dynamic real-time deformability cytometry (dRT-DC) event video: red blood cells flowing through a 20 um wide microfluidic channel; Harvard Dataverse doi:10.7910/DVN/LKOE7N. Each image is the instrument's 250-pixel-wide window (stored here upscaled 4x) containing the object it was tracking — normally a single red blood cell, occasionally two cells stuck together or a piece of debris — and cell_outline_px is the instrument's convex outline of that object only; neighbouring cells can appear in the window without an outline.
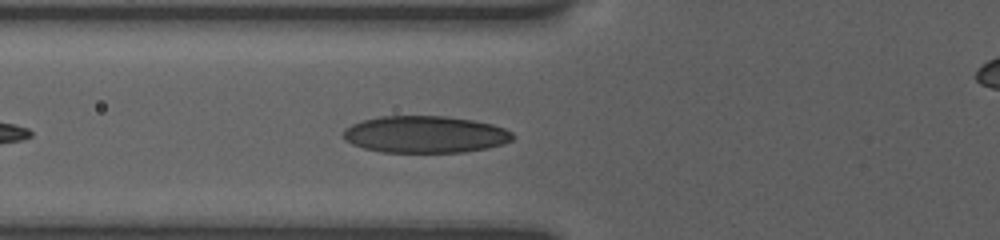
{"species": "human", "species_latin": "Homo sapiens", "temperature_condition": "room temperature", "stored_images_in_passage": 33, "camera_frame_rate_fps": 3000, "um_per_image_px": 0.085, "donor": {"sex": "female"}, "frame": {"image": 1, "passage_image": 5, "time_ms": 1.333, "image_size_px": [1000, 240], "cell_outline_px": [[516, 136], [512, 140], [504, 144], [488, 148], [464, 152], [380, 152], [364, 148], [352, 144], [344, 140], [344, 128], [352, 124], [364, 120], [380, 116], [448, 116], [472, 120], [492, 124], [504, 128], [512, 132]], "centroid_in_image_um": [36.16, 11.43], "position_along_channel_um": 89.6, "area_um2": 36.65}}
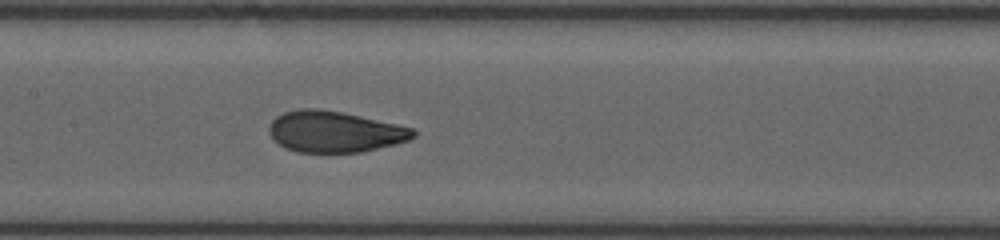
{"frame": {"image": 2, "passage_image": 13, "time_ms": 3.667, "image_size_px": [1000, 240], "cell_outline_px": [[416, 136], [408, 140], [396, 144], [360, 152], [296, 152], [284, 148], [272, 140], [268, 132], [268, 128], [272, 120], [276, 116], [284, 112], [300, 108], [316, 108], [340, 112], [360, 116], [396, 124], [412, 128], [416, 132]], "centroid_in_image_um": [28.39, 11.2], "position_along_channel_um": 179.0, "area_um2": 34.62}}
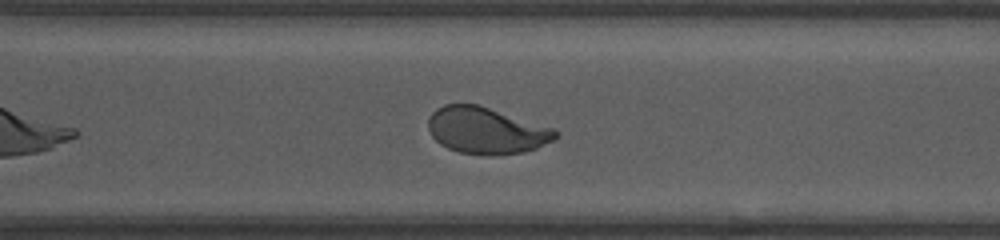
{"frame": {"image": 3, "passage_image": 29, "time_ms": 7.667, "image_size_px": [1000, 240], "cell_outline_px": [[560, 132], [556, 140], [536, 148], [524, 152], [488, 156], [460, 152], [448, 148], [440, 144], [432, 136], [428, 128], [428, 120], [432, 112], [436, 108], [444, 104], [476, 104], [552, 128]], "centroid_in_image_um": [41.33, 11.11], "position_along_channel_um": 329.3, "area_um2": 34.39}}